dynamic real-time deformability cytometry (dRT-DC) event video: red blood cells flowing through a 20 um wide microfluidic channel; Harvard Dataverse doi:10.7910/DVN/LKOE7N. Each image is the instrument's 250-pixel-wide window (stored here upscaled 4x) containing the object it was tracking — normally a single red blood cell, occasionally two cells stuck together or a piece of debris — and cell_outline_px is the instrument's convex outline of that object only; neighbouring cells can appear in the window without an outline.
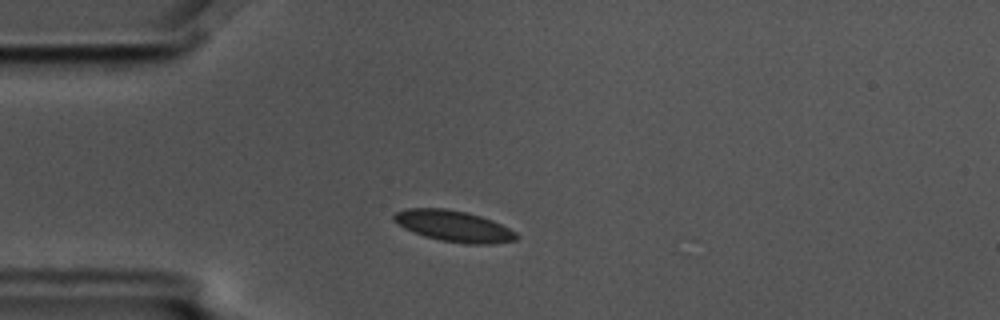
{"species": "common noctule bat (a hibernating species)", "species_latin": "Nyctalus noctula", "temperature_condition": "cold", "stored_images_in_passage": 11, "camera_frame_rate_fps": 3000, "um_per_image_px": 0.085, "animal": {"sex": "male", "body_mass_g": 17.5, "forearm_length_mm": 52.3}, "frame": {"image": 1, "passage_image": 2, "time_ms": 0.333, "image_size_px": [1000, 320], "cell_outline_px": [[520, 236], [516, 240], [492, 244], [464, 244], [440, 240], [424, 236], [412, 232], [404, 228], [392, 220], [392, 216], [396, 212], [408, 208], [444, 208], [468, 212], [492, 220], [516, 232]], "centroid_in_image_um": [38.56, 19.22], "position_along_channel_um": 46.4, "area_um2": 22.37}}
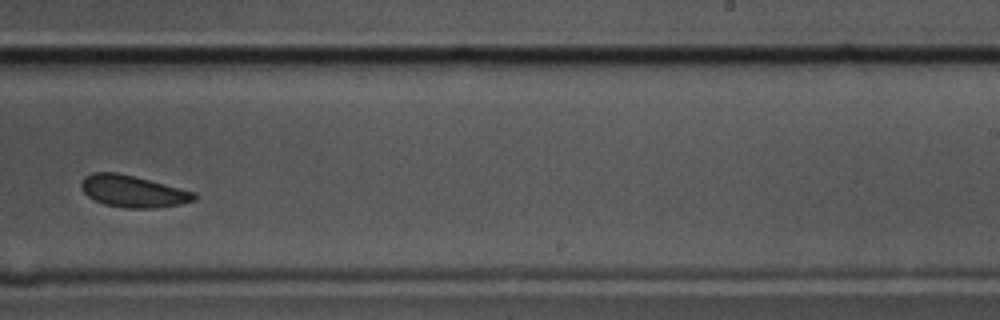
{"frame": {"image": 2, "passage_image": 8, "time_ms": 2.333, "image_size_px": [1000, 320], "cell_outline_px": [[196, 200], [180, 204], [152, 208], [124, 208], [104, 204], [88, 196], [80, 188], [80, 184], [84, 176], [92, 172], [116, 172], [196, 192]], "centroid_in_image_um": [11.27, 16.26], "position_along_channel_um": 277.7, "area_um2": 20.81}}
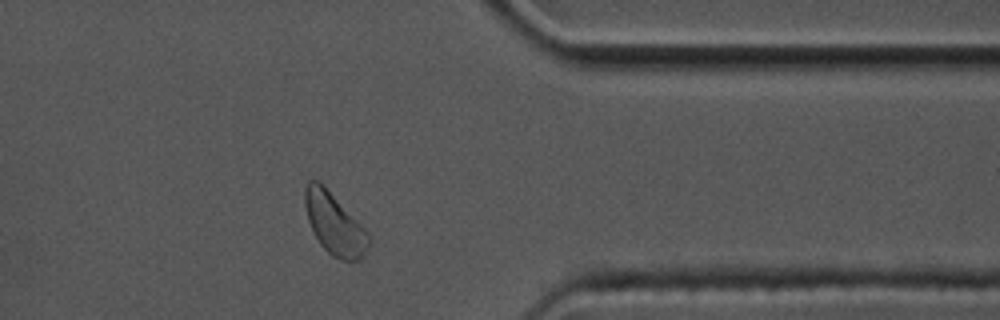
{"frame": {"image": 3, "passage_image": 11, "time_ms": 3.333, "image_size_px": [1000, 320], "cell_outline_px": [[372, 240], [364, 256], [360, 260], [348, 264], [332, 256], [320, 244], [308, 220], [304, 204], [304, 188], [308, 180], [320, 180], [324, 184], [372, 236]], "centroid_in_image_um": [28.46, 19.05], "position_along_channel_um": 382.9, "area_um2": 23.47}}